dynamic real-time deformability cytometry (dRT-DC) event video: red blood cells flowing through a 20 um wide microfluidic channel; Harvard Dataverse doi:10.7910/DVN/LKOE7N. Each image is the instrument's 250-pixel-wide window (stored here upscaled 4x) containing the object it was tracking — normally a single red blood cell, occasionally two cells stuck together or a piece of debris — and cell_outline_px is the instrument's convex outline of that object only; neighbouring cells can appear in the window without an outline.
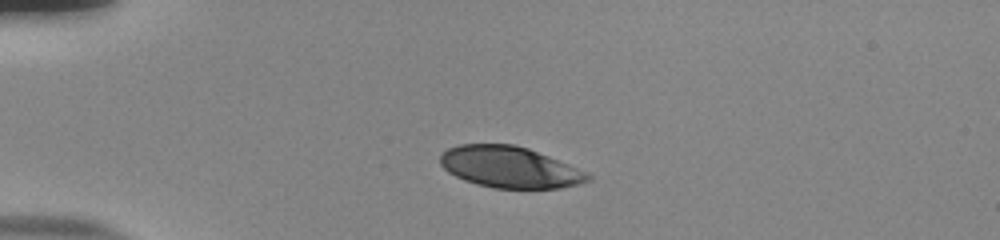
{"species": "human", "species_latin": "Homo sapiens", "temperature_condition": "room temperature", "stored_images_in_passage": 42, "camera_frame_rate_fps": 3000, "um_per_image_px": 0.085, "donor": {"sex": "male"}, "frame": {"image": 1, "passage_image": 1, "time_ms": 0.0, "image_size_px": [1000, 240], "cell_outline_px": [[592, 180], [580, 184], [560, 188], [492, 188], [476, 184], [464, 180], [448, 172], [440, 164], [440, 152], [448, 148], [460, 144], [516, 144], [528, 148], [588, 172], [592, 176]], "centroid_in_image_um": [43.32, 14.21], "position_along_channel_um": 41.7, "area_um2": 35.72}}
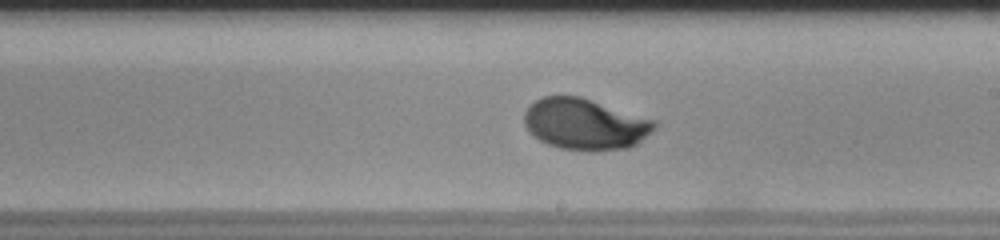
{"frame": {"image": 2, "passage_image": 20, "time_ms": 6.333, "image_size_px": [1000, 240], "cell_outline_px": [[656, 128], [636, 144], [628, 148], [592, 152], [560, 148], [548, 144], [540, 140], [528, 132], [524, 124], [524, 112], [536, 100], [544, 96], [580, 96], [656, 120]], "centroid_in_image_um": [49.73, 10.56], "position_along_channel_um": 239.3, "area_um2": 39.02}}
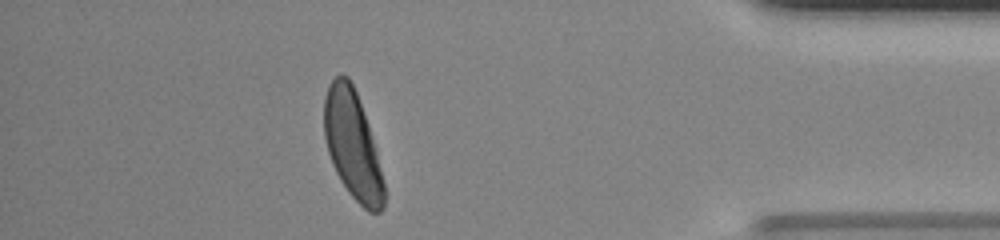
{"frame": {"image": 3, "passage_image": 36, "time_ms": 11.667, "image_size_px": [1000, 240], "cell_outline_px": [[384, 208], [380, 212], [368, 212], [348, 192], [340, 180], [332, 164], [328, 152], [324, 136], [324, 96], [328, 84], [340, 72], [348, 76], [356, 92], [368, 124], [376, 152], [384, 184]], "centroid_in_image_um": [29.94, 12.3], "position_along_channel_um": 405.3, "area_um2": 37.51}, "authors_computed_cell_mechanics": {"area_um2": 37.9457, "velocity_mm_per_s": 3.773, "shape_relaxation_time_tau1_ms": 3.1711, "shape_relaxation_time_tau2_ms": null, "deformation_change_tau1": 0.1728, "deformation_change_tau2": null}}